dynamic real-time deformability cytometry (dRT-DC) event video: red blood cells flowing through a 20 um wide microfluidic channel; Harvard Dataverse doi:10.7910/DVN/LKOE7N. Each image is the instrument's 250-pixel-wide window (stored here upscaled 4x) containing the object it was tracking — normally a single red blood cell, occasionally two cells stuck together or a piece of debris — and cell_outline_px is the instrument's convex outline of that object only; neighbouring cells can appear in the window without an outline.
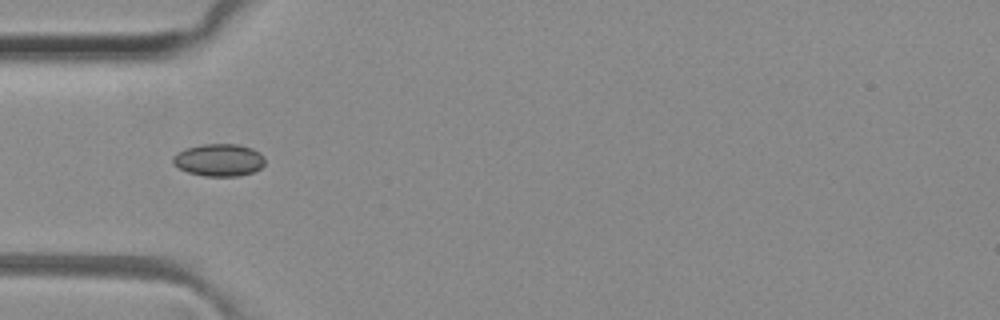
{"species": "common noctule bat (a hibernating species)", "species_latin": "Nyctalus noctula", "temperature_condition": "room temperature", "stored_images_in_passage": 37, "camera_frame_rate_fps": 3000, "um_per_image_px": 0.085, "animal": {"sex": "female", "body_mass_g": 29.2, "forearm_length_mm": 56.3}, "frame": {"image": 1, "passage_image": 3, "time_ms": 0.667, "image_size_px": [1000, 320], "cell_outline_px": [[264, 164], [260, 168], [252, 172], [236, 176], [204, 176], [188, 172], [172, 164], [172, 156], [184, 148], [204, 144], [236, 144], [252, 148], [260, 152], [264, 156]], "centroid_in_image_um": [18.59, 13.59], "position_along_channel_um": 66.4, "area_um2": 17.4}}
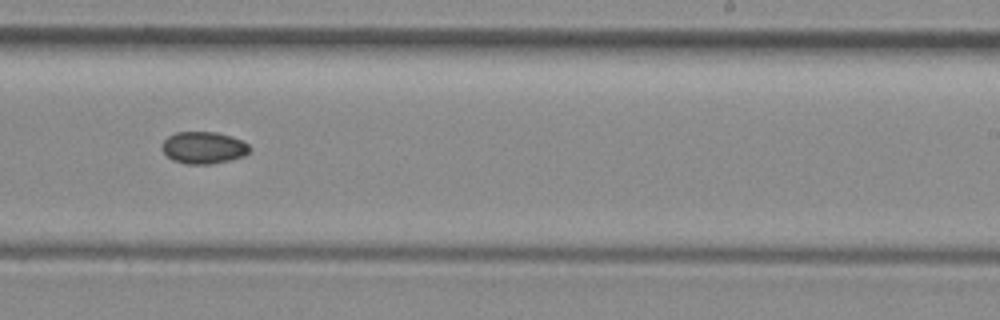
{"frame": {"image": 2, "passage_image": 18, "time_ms": 5.667, "image_size_px": [1000, 320], "cell_outline_px": [[252, 148], [244, 156], [232, 160], [212, 164], [184, 164], [172, 160], [160, 148], [164, 140], [168, 136], [176, 132], [216, 132], [232, 136], [248, 144]], "centroid_in_image_um": [17.3, 12.56], "position_along_channel_um": 271.7, "area_um2": 16.53}}
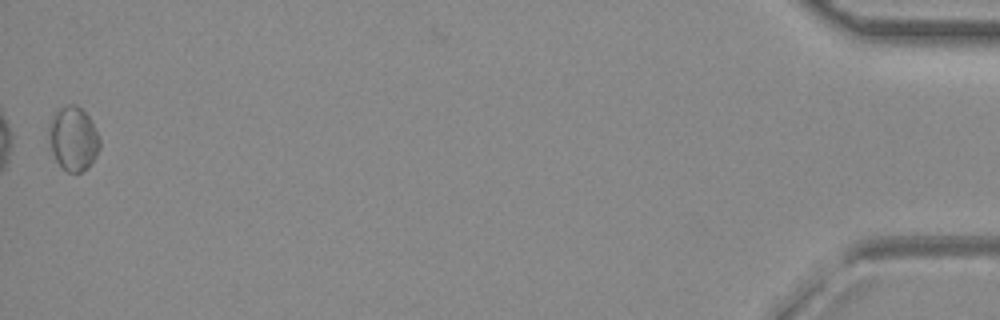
{"frame": {"image": 3, "passage_image": 37, "time_ms": 12.0, "image_size_px": [1000, 320], "cell_outline_px": [[100, 148], [96, 156], [88, 168], [80, 172], [68, 172], [56, 160], [52, 152], [48, 132], [48, 124], [52, 116], [60, 108], [68, 104], [76, 104], [92, 120], [100, 140]], "centroid_in_image_um": [6.23, 11.77], "position_along_channel_um": 429.0, "area_um2": 18.96}}